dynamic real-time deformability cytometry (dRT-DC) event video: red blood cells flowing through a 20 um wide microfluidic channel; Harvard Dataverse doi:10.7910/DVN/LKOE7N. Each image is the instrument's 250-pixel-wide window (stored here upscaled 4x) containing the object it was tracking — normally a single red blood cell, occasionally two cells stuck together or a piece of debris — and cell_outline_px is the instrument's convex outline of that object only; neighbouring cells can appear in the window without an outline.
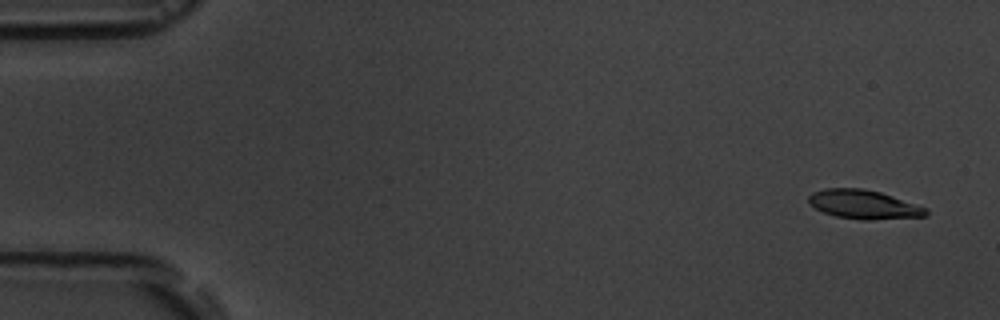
{"species": "common noctule bat (a hibernating species)", "species_latin": "Nyctalus noctula", "temperature_condition": "room temperature", "stored_images_in_passage": 5, "camera_frame_rate_fps": 3000, "um_per_image_px": 0.085, "animal": {"sex": "male", "body_mass_g": 19.5, "forearm_length_mm": 54.6}, "frame": {"image": 1, "passage_image": 1, "time_ms": 0.0, "image_size_px": [1000, 320], "cell_outline_px": [[928, 216], [868, 220], [864, 220], [836, 216], [824, 212], [808, 204], [808, 196], [812, 192], [824, 188], [860, 188], [880, 192], [928, 208]], "centroid_in_image_um": [73.41, 17.37], "position_along_channel_um": 11.6, "area_um2": 19.77}}
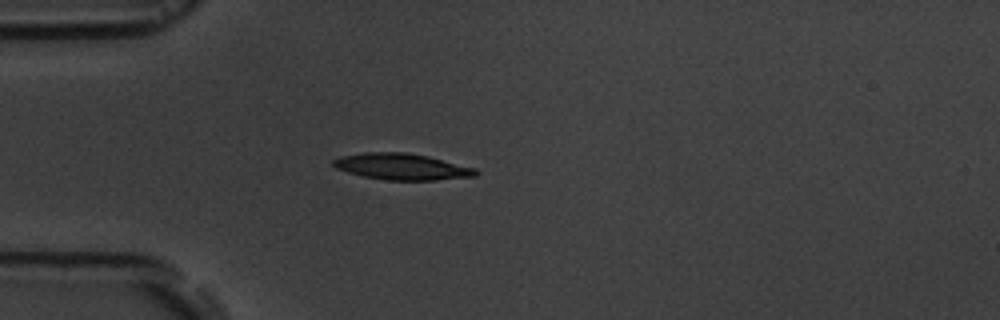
{"frame": {"image": 2, "passage_image": 5, "time_ms": 4.333, "image_size_px": [1000, 320], "cell_outline_px": [[480, 172], [476, 176], [436, 180], [388, 180], [364, 176], [348, 172], [336, 168], [332, 164], [332, 160], [340, 156], [364, 152], [408, 152], [428, 156], [476, 168]], "centroid_in_image_um": [34.17, 14.16], "position_along_channel_um": 50.8, "area_um2": 21.91}}